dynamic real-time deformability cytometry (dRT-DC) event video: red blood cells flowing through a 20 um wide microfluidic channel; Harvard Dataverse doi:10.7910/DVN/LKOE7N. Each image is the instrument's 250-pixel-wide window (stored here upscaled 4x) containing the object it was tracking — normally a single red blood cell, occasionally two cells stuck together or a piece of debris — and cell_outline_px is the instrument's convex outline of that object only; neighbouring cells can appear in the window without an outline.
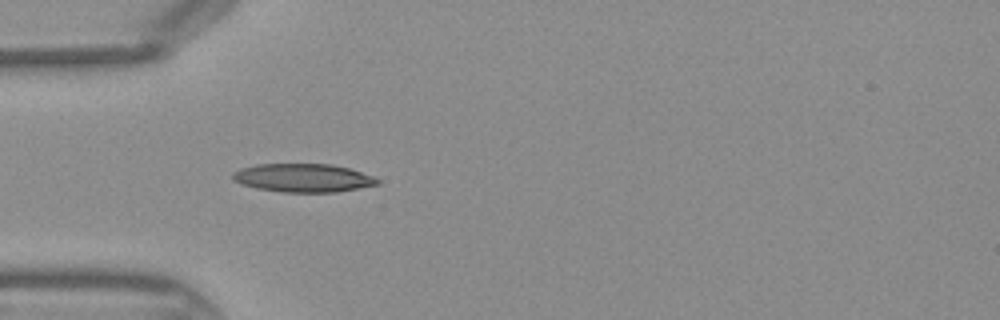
{"species": "Egyptian fruit bat (a non-hibernating species)", "species_latin": "Rousettus aegyptiacus", "temperature_condition": "warm", "stored_images_in_passage": 32, "camera_frame_rate_fps": 3000, "um_per_image_px": 0.085, "frame": {"image": 1, "passage_image": 1, "time_ms": 0.0, "image_size_px": [1000, 320], "cell_outline_px": [[380, 184], [336, 192], [284, 192], [256, 188], [240, 184], [232, 180], [232, 172], [240, 168], [256, 164], [332, 164], [348, 168], [372, 176], [380, 180]], "centroid_in_image_um": [25.72, 15.12], "position_along_channel_um": 59.3, "area_um2": 23.99}}
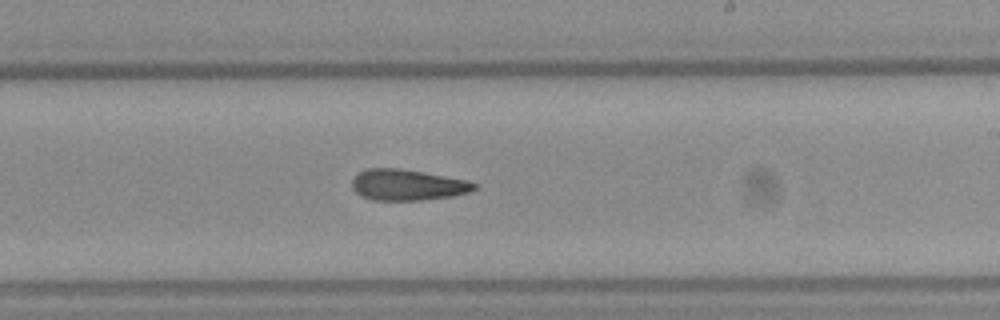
{"frame": {"image": 2, "passage_image": 14, "time_ms": 4.333, "image_size_px": [1000, 320], "cell_outline_px": [[480, 188], [468, 192], [452, 196], [420, 200], [372, 200], [360, 196], [352, 188], [352, 180], [360, 172], [368, 168], [400, 168], [424, 172], [468, 180], [476, 184]], "centroid_in_image_um": [34.65, 15.72], "position_along_channel_um": 254.4, "area_um2": 22.14}}
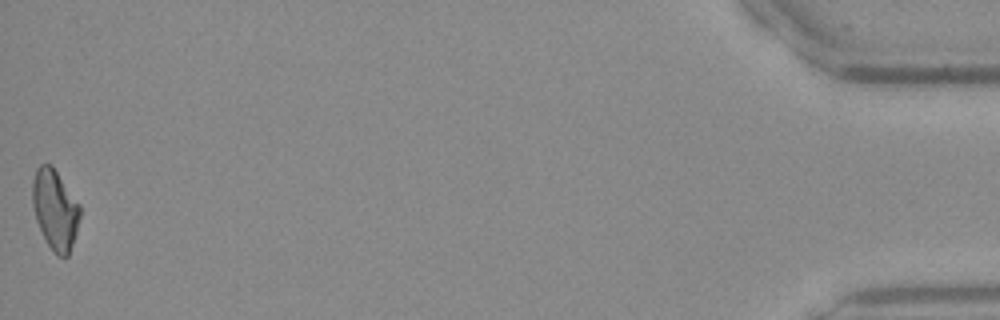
{"frame": {"image": 3, "passage_image": 32, "time_ms": 10.333, "image_size_px": [1000, 320], "cell_outline_px": [[80, 216], [76, 232], [68, 256], [56, 256], [48, 244], [36, 220], [32, 204], [32, 180], [36, 168], [40, 164], [52, 164], [80, 204]], "centroid_in_image_um": [4.67, 17.77], "position_along_channel_um": 430.5, "area_um2": 22.2}}